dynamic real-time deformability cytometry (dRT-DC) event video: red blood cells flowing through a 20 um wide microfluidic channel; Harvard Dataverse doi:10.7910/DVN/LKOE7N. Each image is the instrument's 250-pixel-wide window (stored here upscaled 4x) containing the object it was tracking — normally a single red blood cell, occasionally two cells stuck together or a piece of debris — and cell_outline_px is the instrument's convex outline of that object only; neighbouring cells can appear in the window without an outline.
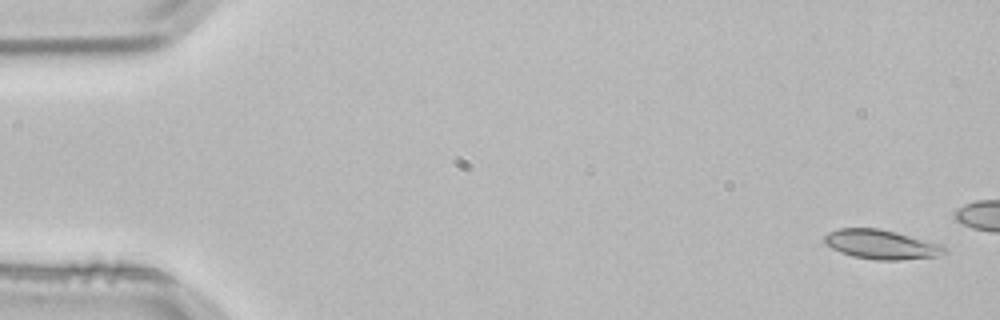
{"species": "common noctule bat (a hibernating species)", "species_latin": "Nyctalus noctula", "temperature_condition": "room temperature", "stored_images_in_passage": 4, "camera_frame_rate_fps": 3000, "um_per_image_px": 0.085, "animal": {"sex": "male", "body_mass_g": 21.5, "forearm_length_mm": 52.0}, "frame": {"image": 1, "passage_image": 1, "time_ms": 0.0, "image_size_px": [1000, 320], "cell_outline_px": [[944, 252], [936, 256], [896, 260], [876, 260], [852, 256], [840, 252], [824, 244], [824, 236], [828, 232], [840, 228], [880, 228], [944, 244]], "centroid_in_image_um": [74.87, 20.76], "position_along_channel_um": 10.1, "area_um2": 20.52}}